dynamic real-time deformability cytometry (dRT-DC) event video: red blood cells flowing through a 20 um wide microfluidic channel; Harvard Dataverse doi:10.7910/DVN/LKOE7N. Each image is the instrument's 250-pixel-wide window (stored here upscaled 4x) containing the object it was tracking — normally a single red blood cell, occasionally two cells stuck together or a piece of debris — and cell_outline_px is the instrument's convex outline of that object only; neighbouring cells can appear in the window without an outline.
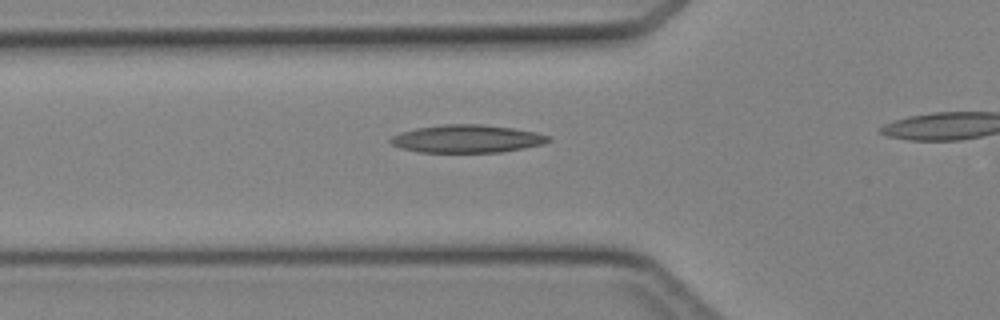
{"species": "Egyptian fruit bat (a non-hibernating species)", "species_latin": "Rousettus aegyptiacus", "temperature_condition": "cold", "stored_images_in_passage": 13, "camera_frame_rate_fps": 3000, "um_per_image_px": 0.085, "animal": {"sex": "female"}, "frame": {"image": 1, "passage_image": 6, "time_ms": 1.667, "image_size_px": [1000, 320], "cell_outline_px": [[552, 140], [544, 144], [524, 148], [500, 152], [416, 152], [400, 148], [392, 144], [388, 140], [392, 136], [400, 132], [416, 128], [444, 124], [480, 124], [512, 128], [536, 132], [548, 136]], "centroid_in_image_um": [39.67, 11.8], "position_along_channel_um": 86.1, "area_um2": 25.66}}
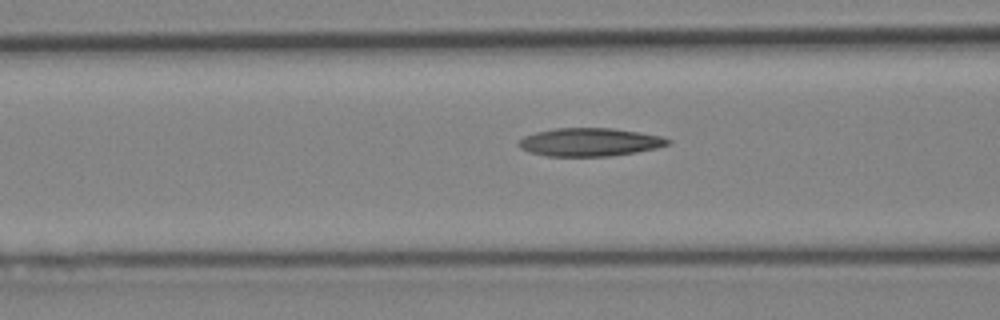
{"frame": {"image": 2, "passage_image": 8, "time_ms": 2.333, "image_size_px": [1000, 320], "cell_outline_px": [[672, 140], [668, 144], [656, 148], [636, 152], [608, 156], [548, 156], [528, 152], [520, 148], [516, 144], [524, 136], [536, 132], [556, 128], [612, 128], [640, 132], [664, 136]], "centroid_in_image_um": [50.13, 12.07], "position_along_channel_um": 116.5, "area_um2": 24.57}}
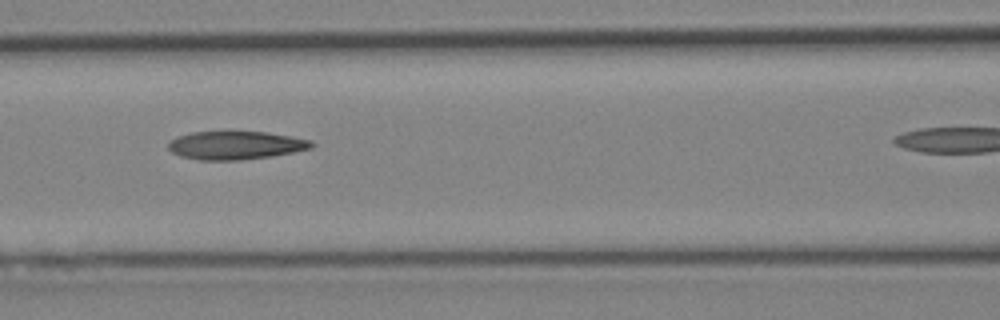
{"frame": {"image": 3, "passage_image": 10, "time_ms": 3.0, "image_size_px": [1000, 320], "cell_outline_px": [[316, 144], [312, 148], [272, 156], [240, 160], [200, 160], [180, 156], [172, 152], [168, 148], [168, 144], [176, 136], [192, 132], [268, 132], [292, 136], [312, 140]], "centroid_in_image_um": [20.06, 12.35], "position_along_channel_um": 146.5, "area_um2": 23.64}}